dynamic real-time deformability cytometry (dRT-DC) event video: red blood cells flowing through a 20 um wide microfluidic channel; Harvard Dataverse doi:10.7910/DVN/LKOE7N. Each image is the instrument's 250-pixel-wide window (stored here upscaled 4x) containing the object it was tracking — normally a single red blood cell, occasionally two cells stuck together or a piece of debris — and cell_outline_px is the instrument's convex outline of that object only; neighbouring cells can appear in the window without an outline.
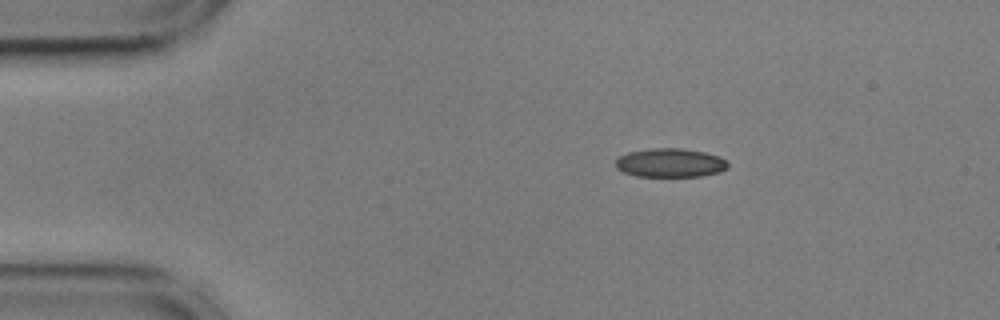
{"species": "common noctule bat (a hibernating species)", "species_latin": "Nyctalus noctula", "temperature_condition": "cold", "stored_images_in_passage": 47, "camera_frame_rate_fps": 3000, "um_per_image_px": 0.085, "animal": {"sex": "male", "body_mass_g": 17.9, "forearm_length_mm": 54.2}, "frame": {"image": 1, "passage_image": 1, "time_ms": 0.0, "image_size_px": [1000, 320], "cell_outline_px": [[728, 168], [720, 172], [700, 176], [636, 176], [624, 172], [616, 168], [616, 160], [620, 156], [628, 152], [648, 148], [680, 148], [704, 152], [720, 156], [728, 164]], "centroid_in_image_um": [56.97, 13.83], "position_along_channel_um": 28.0, "area_um2": 18.84}}
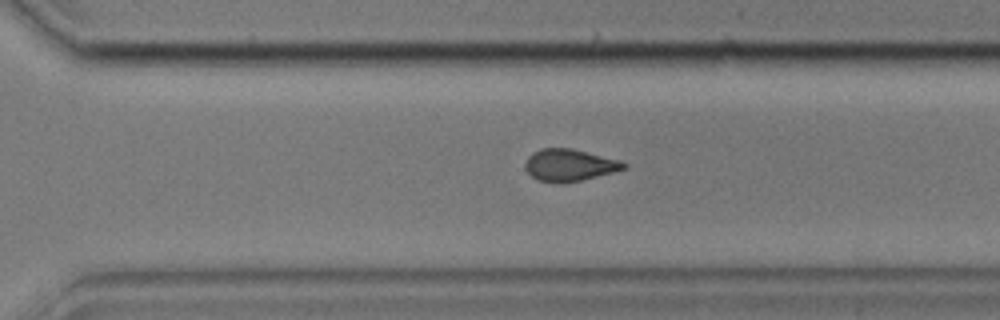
{"frame": {"image": 2, "passage_image": 30, "time_ms": 9.667, "image_size_px": [1000, 320], "cell_outline_px": [[628, 164], [624, 168], [612, 172], [580, 180], [540, 180], [532, 176], [524, 168], [524, 164], [528, 156], [532, 152], [540, 148], [572, 148], [620, 160]], "centroid_in_image_um": [48.38, 13.97], "position_along_channel_um": 322.2, "area_um2": 17.74}}
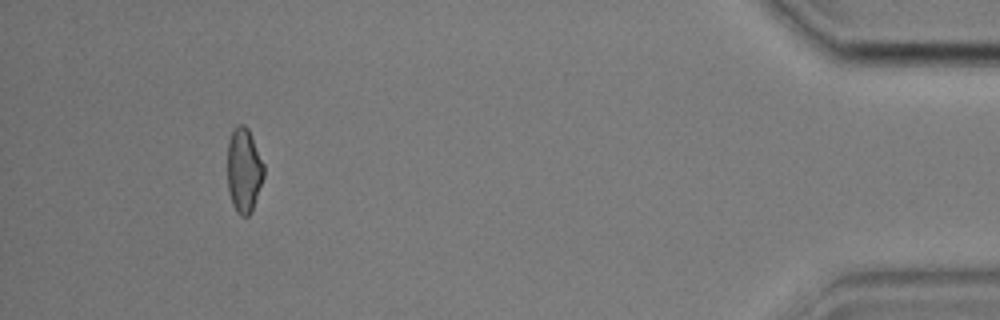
{"frame": {"image": 3, "passage_image": 43, "time_ms": 14.0, "image_size_px": [1000, 320], "cell_outline_px": [[264, 176], [252, 212], [248, 216], [240, 216], [236, 212], [232, 204], [228, 192], [228, 140], [236, 124], [244, 124], [248, 128], [264, 164]], "centroid_in_image_um": [20.73, 14.49], "position_along_channel_um": 414.5, "area_um2": 18.09}, "authors_computed_cell_mechanics": {"area_um2": 18.7272, "velocity_mm_per_s": 3.61, "shape_relaxation_time_tau1_ms": 9.9049, "shape_relaxation_time_tau2_ms": 3.276, "deformation_change_tau1": 0.1742, "deformation_change_tau2": 0.0877}}